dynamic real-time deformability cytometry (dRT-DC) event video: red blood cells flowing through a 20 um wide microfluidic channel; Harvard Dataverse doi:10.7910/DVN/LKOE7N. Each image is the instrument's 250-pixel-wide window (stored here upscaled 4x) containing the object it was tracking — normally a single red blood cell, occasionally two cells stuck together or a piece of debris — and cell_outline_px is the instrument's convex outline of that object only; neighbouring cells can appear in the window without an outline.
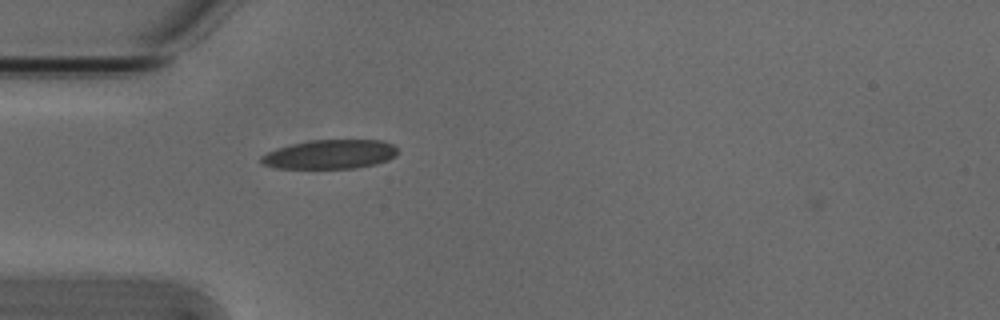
{"species": "Egyptian fruit bat (a non-hibernating species)", "species_latin": "Rousettus aegyptiacus", "temperature_condition": "cold", "stored_images_in_passage": 2, "camera_frame_rate_fps": 3000, "um_per_image_px": 0.085, "animal": {"sex": "male"}, "frame": {"image": 1, "passage_image": 2, "time_ms": 0.333, "image_size_px": [1000, 320], "cell_outline_px": [[396, 156], [388, 160], [376, 164], [356, 168], [276, 168], [260, 164], [260, 156], [276, 148], [292, 144], [312, 140], [384, 140], [392, 144], [396, 148]], "centroid_in_image_um": [28.04, 13.12], "position_along_channel_um": 57.0, "area_um2": 23.24}}